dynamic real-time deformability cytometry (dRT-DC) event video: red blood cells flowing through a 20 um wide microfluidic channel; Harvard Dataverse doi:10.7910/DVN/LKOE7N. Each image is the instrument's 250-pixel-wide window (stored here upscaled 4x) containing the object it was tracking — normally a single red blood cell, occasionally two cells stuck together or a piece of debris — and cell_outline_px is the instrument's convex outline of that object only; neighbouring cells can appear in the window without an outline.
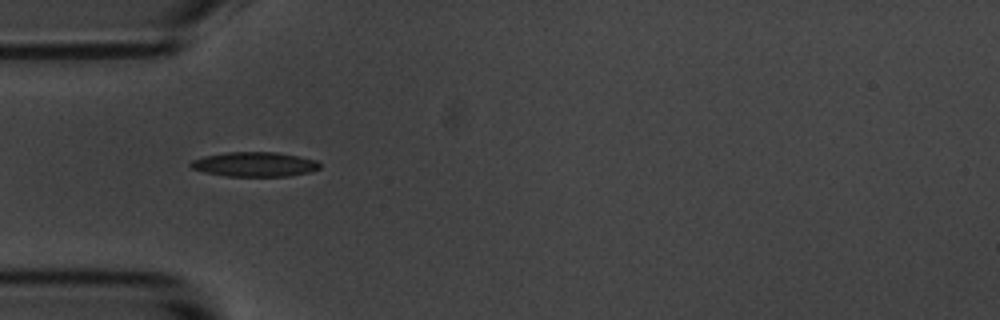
{"species": "common noctule bat (a hibernating species)", "species_latin": "Nyctalus noctula", "temperature_condition": "room temperature", "stored_images_in_passage": 2, "camera_frame_rate_fps": 3000, "um_per_image_px": 0.085, "animal": {"sex": "male", "body_mass_g": 20.1, "forearm_length_mm": 53.5}, "frame": {"image": 1, "passage_image": 1, "time_ms": 0.0, "image_size_px": [1000, 320], "cell_outline_px": [[320, 168], [312, 172], [288, 176], [228, 176], [208, 172], [192, 168], [188, 164], [192, 160], [204, 156], [228, 152], [276, 152], [300, 156], [316, 160], [320, 164]], "centroid_in_image_um": [21.69, 13.96], "position_along_channel_um": 63.3, "area_um2": 18.44}}